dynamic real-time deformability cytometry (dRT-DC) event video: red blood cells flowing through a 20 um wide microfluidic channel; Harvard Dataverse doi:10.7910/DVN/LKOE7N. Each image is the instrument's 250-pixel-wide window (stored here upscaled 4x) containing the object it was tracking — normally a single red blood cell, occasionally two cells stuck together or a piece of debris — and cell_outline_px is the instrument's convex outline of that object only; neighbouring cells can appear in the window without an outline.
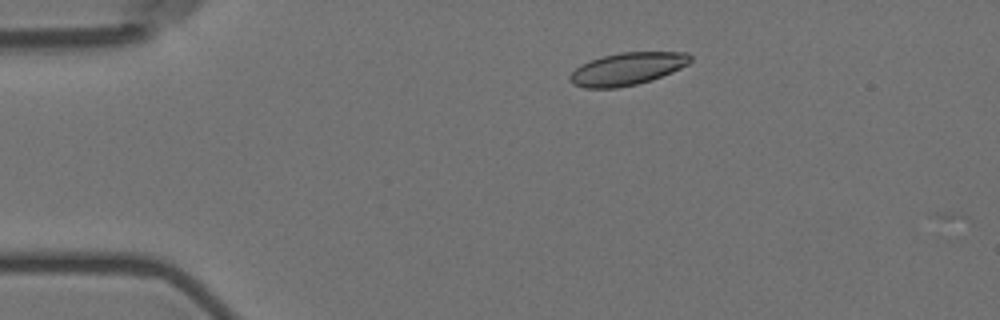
{"species": "Egyptian fruit bat (a non-hibernating species)", "species_latin": "Rousettus aegyptiacus", "temperature_condition": "room temperature", "stored_images_in_passage": 5, "camera_frame_rate_fps": 3000, "um_per_image_px": 0.085, "animal": {"sex": "female"}, "frame": {"image": 1, "passage_image": 1, "time_ms": 0.0, "image_size_px": [1000, 320], "cell_outline_px": [[692, 60], [688, 64], [672, 72], [652, 80], [636, 84], [616, 88], [584, 88], [572, 84], [568, 80], [568, 76], [580, 64], [588, 60], [620, 52], [688, 52], [692, 56]], "centroid_in_image_um": [53.29, 5.85], "position_along_channel_um": 31.7, "area_um2": 23.0}}
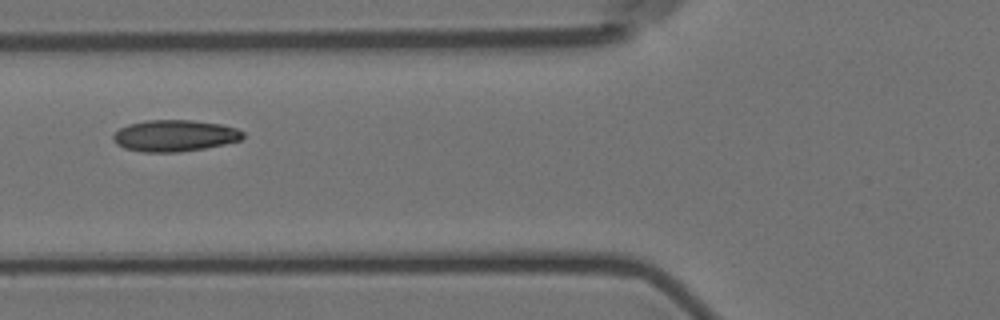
{"frame": {"image": 2, "passage_image": 4, "time_ms": 3.667, "image_size_px": [1000, 320], "cell_outline_px": [[244, 136], [240, 140], [224, 144], [204, 148], [176, 152], [144, 152], [124, 148], [116, 144], [112, 140], [112, 136], [120, 128], [128, 124], [144, 120], [192, 120], [220, 124], [236, 128], [244, 132]], "centroid_in_image_um": [14.82, 11.53], "position_along_channel_um": 111.0, "area_um2": 23.81}}
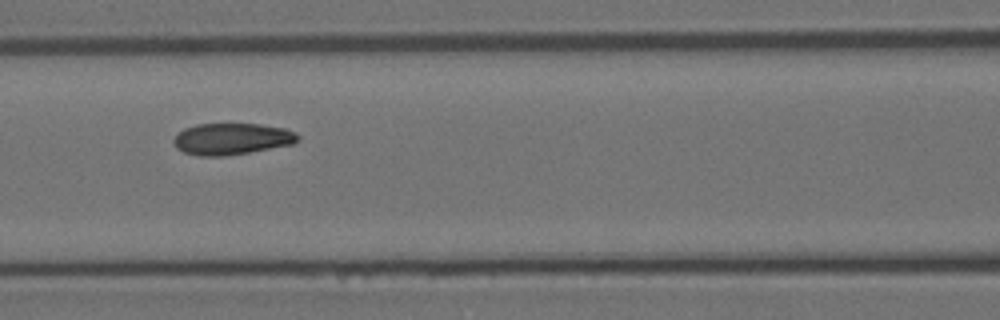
{"frame": {"image": 3, "passage_image": 5, "time_ms": 4.667, "image_size_px": [1000, 320], "cell_outline_px": [[300, 136], [292, 144], [248, 152], [224, 156], [200, 156], [184, 152], [176, 148], [172, 140], [184, 128], [196, 124], [260, 124], [284, 128], [296, 132]], "centroid_in_image_um": [19.68, 11.8], "position_along_channel_um": 146.9, "area_um2": 22.66}}